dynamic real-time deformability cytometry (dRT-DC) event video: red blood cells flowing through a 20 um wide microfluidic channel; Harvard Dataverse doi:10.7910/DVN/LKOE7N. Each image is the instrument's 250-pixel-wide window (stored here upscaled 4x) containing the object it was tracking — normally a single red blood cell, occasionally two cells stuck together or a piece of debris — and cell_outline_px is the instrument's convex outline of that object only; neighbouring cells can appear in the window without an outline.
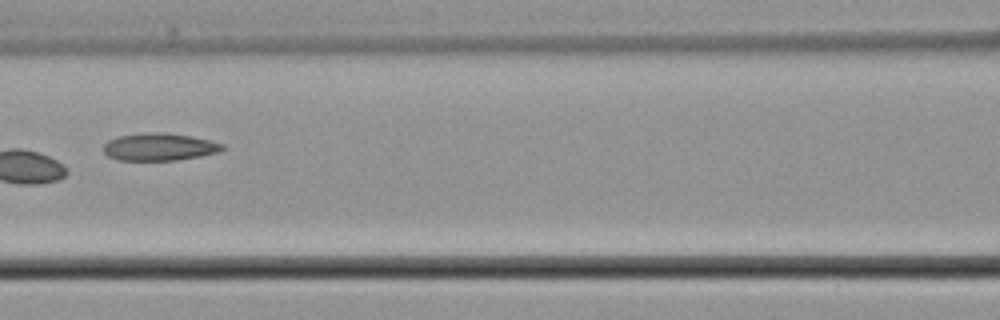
{"species": "common noctule bat (a hibernating species)", "species_latin": "Nyctalus noctula", "temperature_condition": "cold", "stored_images_in_passage": 6, "camera_frame_rate_fps": 3000, "um_per_image_px": 0.085, "animal": {"sex": "male", "body_mass_g": 21.5, "forearm_length_mm": 52.0}, "frame": {"image": 1, "passage_image": 6, "time_ms": 7.0, "image_size_px": [1000, 320], "cell_outline_px": [[228, 148], [220, 152], [200, 156], [176, 160], [116, 160], [108, 156], [104, 152], [104, 144], [108, 140], [120, 136], [152, 132], [164, 132], [192, 136], [224, 144]], "centroid_in_image_um": [13.59, 12.49], "position_along_channel_um": 153.0, "area_um2": 19.07}}